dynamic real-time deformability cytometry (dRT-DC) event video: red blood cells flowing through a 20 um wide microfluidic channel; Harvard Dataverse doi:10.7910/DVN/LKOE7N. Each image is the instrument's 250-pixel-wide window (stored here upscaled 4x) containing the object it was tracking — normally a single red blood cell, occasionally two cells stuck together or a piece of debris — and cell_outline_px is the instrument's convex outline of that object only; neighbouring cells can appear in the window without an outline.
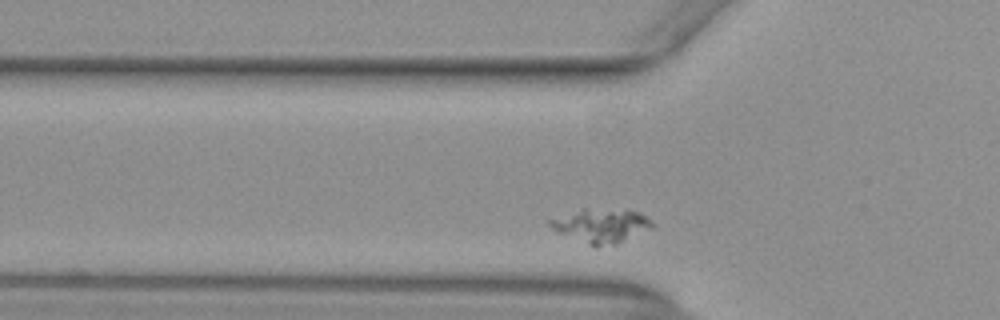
{"species": "common noctule bat (a hibernating species)", "species_latin": "Nyctalus noctula", "temperature_condition": "warm", "stored_images_in_passage": 43, "camera_frame_rate_fps": 3000, "um_per_image_px": 0.085, "animal": {"sex": "female", "body_mass_g": 29.2, "forearm_length_mm": 56.3}, "frame": {"image": 1, "passage_image": 4, "time_ms": 1.0, "image_size_px": [1000, 320], "cell_outline_px": [[652, 228], [616, 244], [596, 248], [592, 248], [552, 228], [548, 224], [548, 220], [584, 208], [628, 208], [640, 212], [652, 220]], "centroid_in_image_um": [51.14, 19.17], "position_along_channel_um": 74.7, "area_um2": 20.69}}
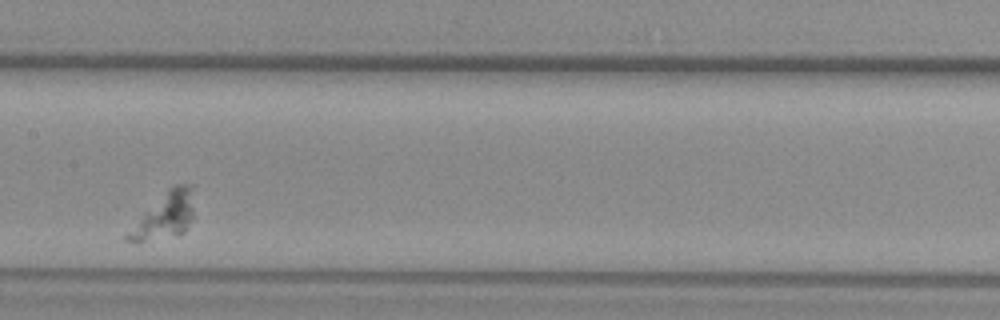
{"frame": {"image": 2, "passage_image": 14, "time_ms": 4.333, "image_size_px": [1000, 320], "cell_outline_px": [[192, 220], [184, 232], [180, 236], [136, 244], [124, 240], [120, 236], [168, 188], [176, 184], [192, 184]], "centroid_in_image_um": [13.9, 18.43], "position_along_channel_um": 193.5, "area_um2": 18.44}}
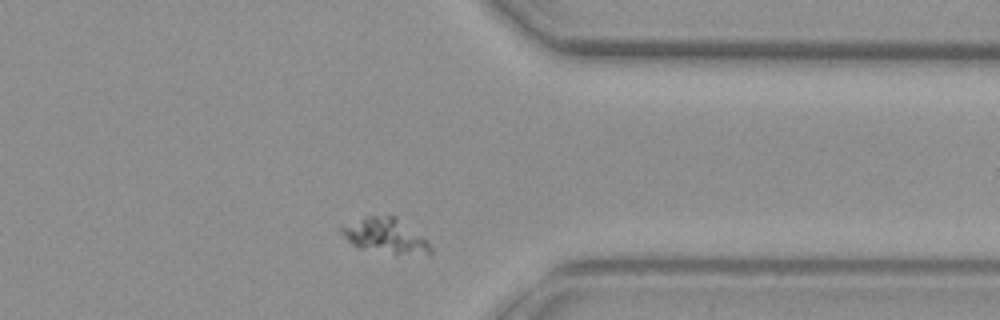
{"frame": {"image": 3, "passage_image": 30, "time_ms": 9.667, "image_size_px": [1000, 320], "cell_outline_px": [[432, 252], [396, 256], [356, 248], [340, 232], [340, 224], [368, 216], [392, 216], [428, 240], [432, 248]], "centroid_in_image_um": [32.69, 20.09], "position_along_channel_um": 378.7, "area_um2": 18.32}}